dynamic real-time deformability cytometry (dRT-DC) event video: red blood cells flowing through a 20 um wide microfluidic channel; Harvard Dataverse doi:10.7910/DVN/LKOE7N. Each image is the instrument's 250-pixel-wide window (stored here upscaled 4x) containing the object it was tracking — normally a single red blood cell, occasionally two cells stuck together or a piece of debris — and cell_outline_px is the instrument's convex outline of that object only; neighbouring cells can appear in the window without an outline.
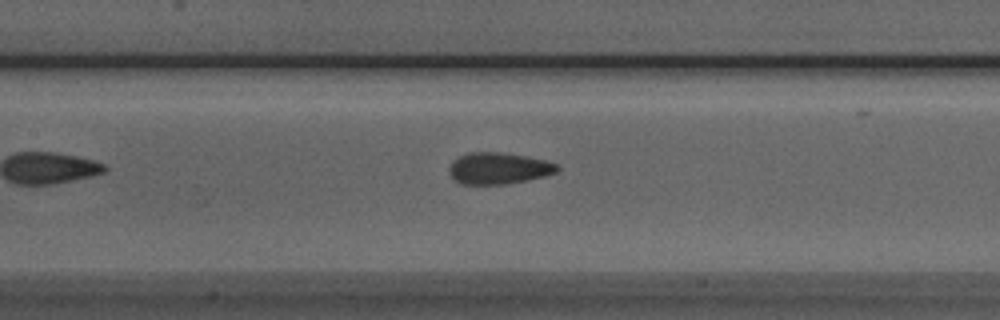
{"species": "Egyptian fruit bat (a non-hibernating species)", "species_latin": "Rousettus aegyptiacus", "temperature_condition": "room temperature", "stored_images_in_passage": 14, "camera_frame_rate_fps": 3000, "um_per_image_px": 0.085, "animal": {"sex": "male"}, "frame": {"image": 1, "passage_image": 7, "time_ms": 2.0, "image_size_px": [1000, 320], "cell_outline_px": [[560, 168], [556, 172], [544, 176], [528, 180], [508, 184], [460, 184], [448, 172], [448, 168], [452, 160], [468, 152], [500, 152], [524, 156], [544, 160], [556, 164]], "centroid_in_image_um": [42.34, 14.31], "position_along_channel_um": 165.1, "area_um2": 19.83}}
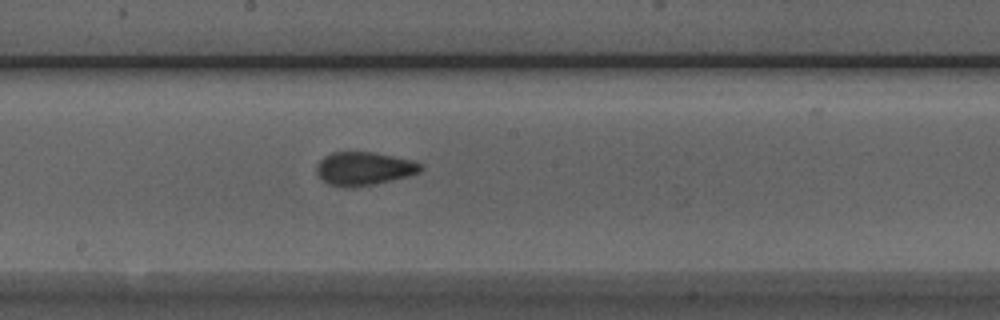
{"frame": {"image": 2, "passage_image": 11, "time_ms": 3.333, "image_size_px": [1000, 320], "cell_outline_px": [[424, 168], [420, 172], [408, 176], [392, 180], [372, 184], [348, 188], [344, 188], [328, 184], [316, 172], [316, 164], [324, 156], [332, 152], [376, 152], [412, 160], [424, 164]], "centroid_in_image_um": [30.95, 14.32], "position_along_channel_um": 217.2, "area_um2": 20.4}}